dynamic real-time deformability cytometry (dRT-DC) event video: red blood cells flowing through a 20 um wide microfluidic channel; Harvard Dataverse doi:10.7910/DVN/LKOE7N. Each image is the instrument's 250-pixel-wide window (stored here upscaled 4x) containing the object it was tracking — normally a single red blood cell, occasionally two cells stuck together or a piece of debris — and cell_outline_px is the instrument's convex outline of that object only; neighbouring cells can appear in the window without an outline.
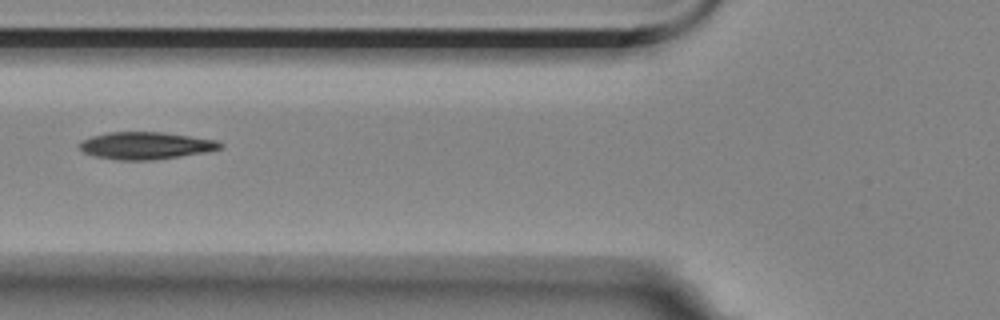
{"species": "Egyptian fruit bat (a non-hibernating species)", "species_latin": "Rousettus aegyptiacus", "temperature_condition": "room temperature", "stored_images_in_passage": 7, "camera_frame_rate_fps": 3000, "um_per_image_px": 0.085, "animal": {"sex": "female"}, "frame": {"image": 1, "passage_image": 2, "time_ms": 1.333, "image_size_px": [1000, 320], "cell_outline_px": [[224, 148], [208, 152], [152, 160], [116, 160], [96, 156], [84, 152], [80, 148], [80, 144], [84, 140], [92, 136], [108, 132], [160, 132], [216, 140], [224, 144]], "centroid_in_image_um": [12.44, 12.38], "position_along_channel_um": 113.4, "area_um2": 22.2}}
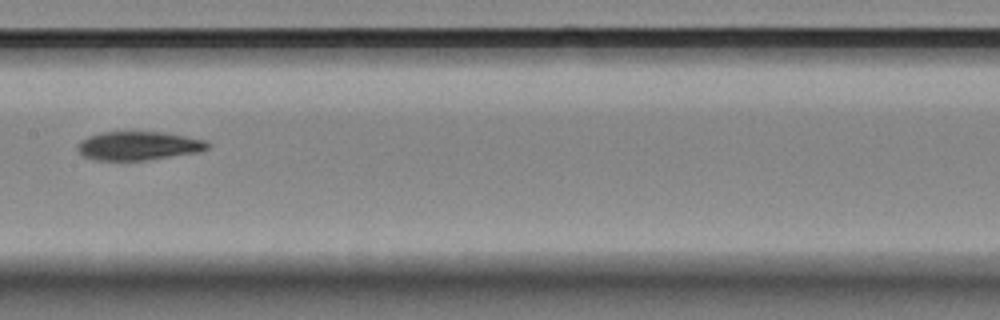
{"frame": {"image": 2, "passage_image": 4, "time_ms": 3.667, "image_size_px": [1000, 320], "cell_outline_px": [[208, 148], [200, 152], [148, 160], [92, 160], [84, 156], [76, 148], [76, 144], [80, 140], [88, 136], [100, 132], [160, 132], [184, 136], [204, 140], [208, 144]], "centroid_in_image_um": [11.72, 12.4], "position_along_channel_um": 195.7, "area_um2": 21.73}}
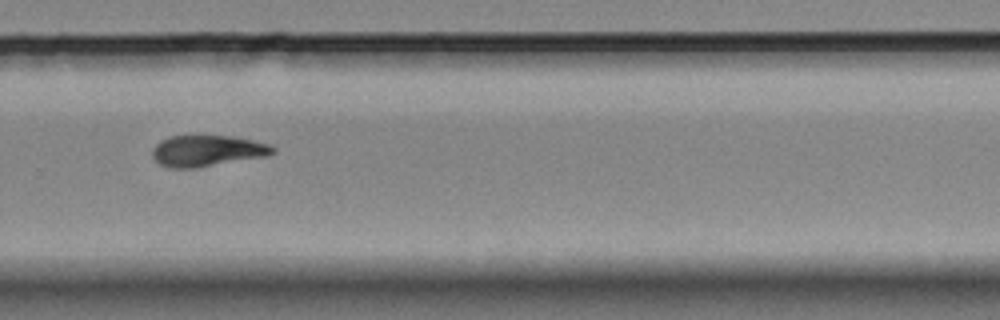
{"frame": {"image": 3, "passage_image": 7, "time_ms": 7.0, "image_size_px": [1000, 320], "cell_outline_px": [[276, 152], [268, 156], [196, 168], [168, 168], [160, 164], [152, 156], [152, 148], [160, 140], [172, 136], [228, 136], [252, 140], [268, 144], [276, 148]], "centroid_in_image_um": [17.61, 12.83], "position_along_channel_um": 312.2, "area_um2": 21.91}}